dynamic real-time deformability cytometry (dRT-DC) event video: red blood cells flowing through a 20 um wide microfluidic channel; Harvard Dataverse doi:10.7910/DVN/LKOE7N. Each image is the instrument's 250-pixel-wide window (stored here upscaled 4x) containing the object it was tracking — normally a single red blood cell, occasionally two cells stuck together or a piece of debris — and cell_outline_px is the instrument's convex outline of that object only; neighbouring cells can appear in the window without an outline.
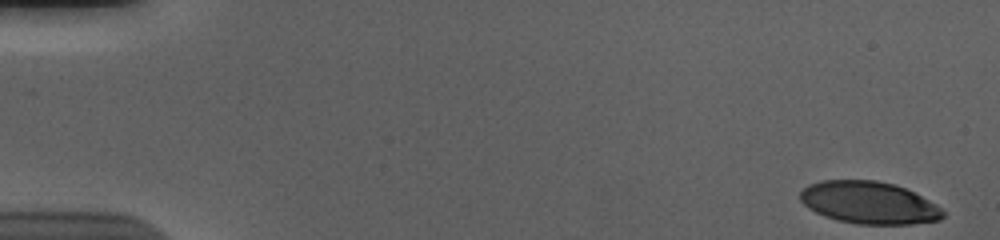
{"species": "human", "species_latin": "Homo sapiens", "temperature_condition": "cold", "stored_images_in_passage": 56, "camera_frame_rate_fps": 3000, "um_per_image_px": 0.085, "donor": {"sex": "male"}, "frame": {"image": 1, "passage_image": 1, "time_ms": 0.0, "image_size_px": [1000, 240], "cell_outline_px": [[944, 216], [940, 220], [912, 224], [856, 224], [836, 220], [824, 216], [808, 208], [800, 200], [800, 192], [808, 184], [820, 180], [876, 180], [892, 184], [904, 188], [936, 204], [944, 212]], "centroid_in_image_um": [73.83, 17.23], "position_along_channel_um": 11.2, "area_um2": 35.14}}
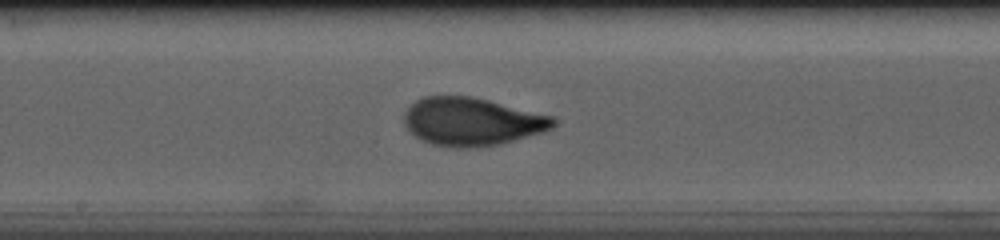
{"frame": {"image": 2, "passage_image": 30, "time_ms": 9.667, "image_size_px": [1000, 240], "cell_outline_px": [[560, 120], [552, 128], [544, 132], [500, 144], [472, 148], [452, 148], [432, 144], [420, 140], [404, 124], [404, 112], [416, 100], [424, 96], [468, 96], [488, 100], [552, 116]], "centroid_in_image_um": [40.12, 10.35], "position_along_channel_um": 208.1, "area_um2": 41.85}}
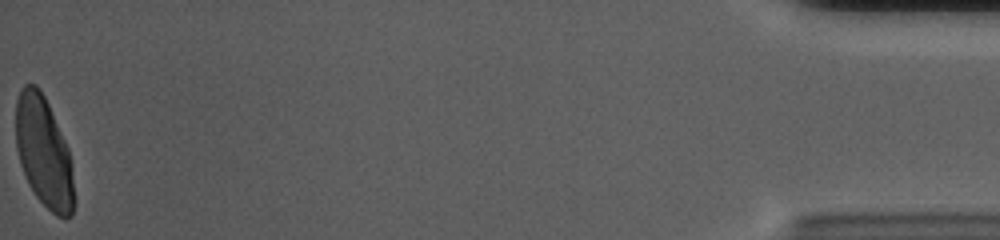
{"frame": {"image": 3, "passage_image": 56, "time_ms": 18.333, "image_size_px": [1000, 240], "cell_outline_px": [[72, 216], [64, 220], [56, 216], [36, 196], [28, 184], [20, 164], [16, 148], [16, 100], [20, 88], [24, 84], [36, 84], [40, 88], [48, 104], [68, 148], [72, 168]], "centroid_in_image_um": [3.69, 12.91], "position_along_channel_um": 431.5, "area_um2": 37.22}, "authors_computed_cell_mechanics": {"area_um2": 39.1306, "velocity_mm_per_s": 3.6597, "shape_relaxation_time_tau1_ms": 3.0501, "shape_relaxation_time_tau2_ms": null, "deformation_change_tau1": 0.1792, "deformation_change_tau2": null}}